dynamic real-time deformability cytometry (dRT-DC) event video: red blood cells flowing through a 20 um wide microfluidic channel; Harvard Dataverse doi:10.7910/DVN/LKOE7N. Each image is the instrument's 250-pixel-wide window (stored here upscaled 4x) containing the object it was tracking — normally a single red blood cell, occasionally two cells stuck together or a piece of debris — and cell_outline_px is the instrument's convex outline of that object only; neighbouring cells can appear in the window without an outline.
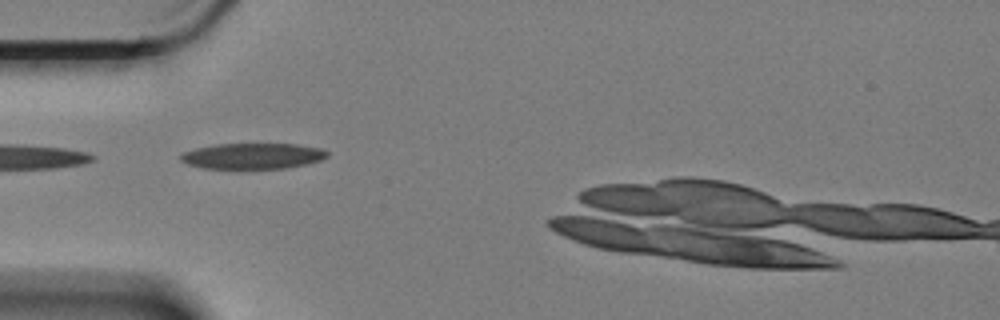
{"species": "Egyptian fruit bat (a non-hibernating species)", "species_latin": "Rousettus aegyptiacus", "temperature_condition": "cold", "stored_images_in_passage": 18, "camera_frame_rate_fps": 3000, "um_per_image_px": 0.085, "animal": {"sex": "female"}, "frame": {"image": 1, "passage_image": 1, "time_ms": 0.0, "image_size_px": [1000, 320], "cell_outline_px": [[328, 156], [320, 160], [308, 164], [288, 168], [204, 168], [188, 164], [180, 160], [180, 156], [184, 152], [196, 148], [216, 144], [296, 144], [320, 148], [328, 152]], "centroid_in_image_um": [21.5, 13.26], "position_along_channel_um": 63.5, "area_um2": 21.91}}
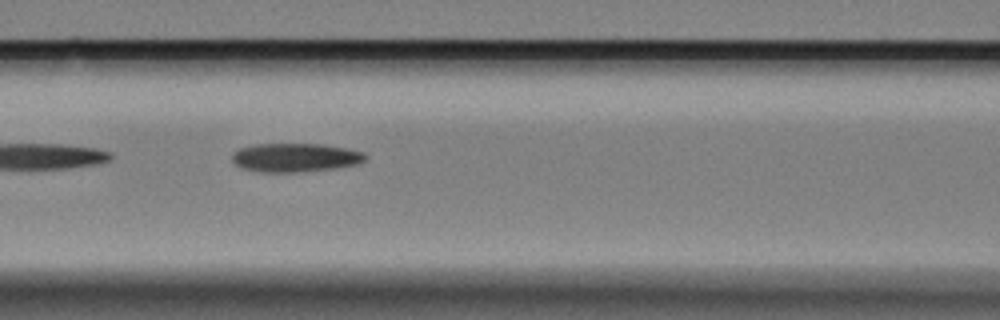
{"frame": {"image": 2, "passage_image": 8, "time_ms": 2.333, "image_size_px": [1000, 320], "cell_outline_px": [[368, 156], [360, 164], [332, 168], [296, 172], [260, 172], [240, 168], [232, 160], [232, 152], [240, 148], [256, 144], [320, 144], [348, 148], [364, 152]], "centroid_in_image_um": [25.09, 13.39], "position_along_channel_um": 141.5, "area_um2": 22.37}}
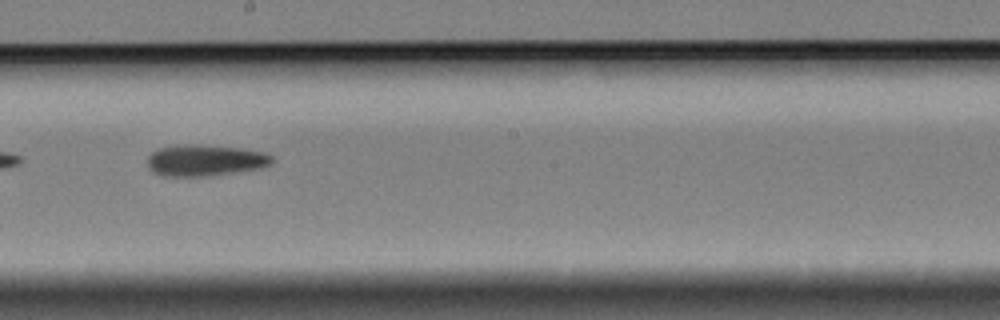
{"frame": {"image": 3, "passage_image": 16, "time_ms": 5.0, "image_size_px": [1000, 320], "cell_outline_px": [[272, 160], [268, 164], [260, 168], [204, 176], [164, 176], [152, 172], [148, 168], [148, 156], [152, 152], [160, 148], [196, 144], [240, 148], [264, 152], [272, 156]], "centroid_in_image_um": [17.4, 13.63], "position_along_channel_um": 230.8, "area_um2": 22.31}}